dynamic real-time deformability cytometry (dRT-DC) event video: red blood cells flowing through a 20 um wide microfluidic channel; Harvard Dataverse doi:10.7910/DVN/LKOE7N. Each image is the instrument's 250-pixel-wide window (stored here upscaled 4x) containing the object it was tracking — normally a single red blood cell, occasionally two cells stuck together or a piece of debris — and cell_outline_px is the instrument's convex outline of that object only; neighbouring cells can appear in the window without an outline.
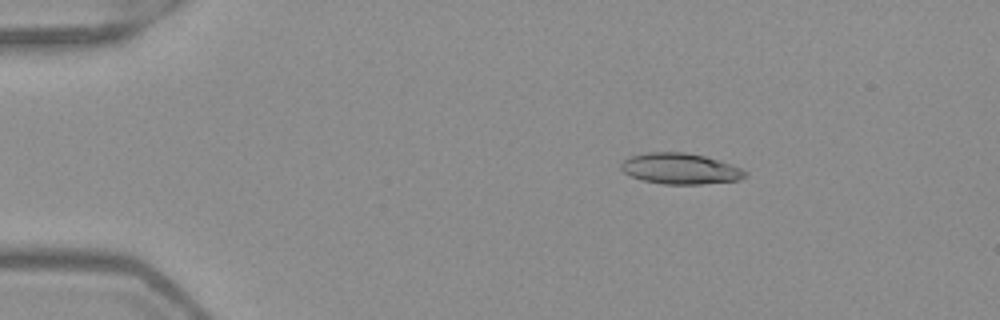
{"species": "Egyptian fruit bat (a non-hibernating species)", "species_latin": "Rousettus aegyptiacus", "temperature_condition": "warm", "stored_images_in_passage": 51, "camera_frame_rate_fps": 3000, "um_per_image_px": 0.085, "frame": {"image": 1, "passage_image": 8, "time_ms": 2.333, "image_size_px": [1000, 320], "cell_outline_px": [[748, 176], [740, 180], [700, 184], [664, 184], [644, 180], [632, 176], [624, 172], [620, 168], [620, 164], [628, 156], [648, 152], [684, 152], [704, 156], [740, 168], [748, 172]], "centroid_in_image_um": [57.81, 14.33], "position_along_channel_um": 27.2, "area_um2": 22.2}}
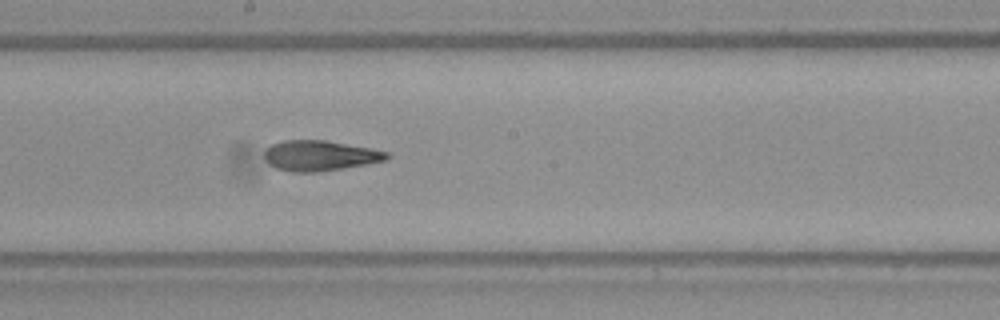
{"frame": {"image": 2, "passage_image": 28, "time_ms": 9.0, "image_size_px": [1000, 320], "cell_outline_px": [[392, 156], [388, 160], [368, 164], [316, 172], [292, 172], [276, 168], [268, 164], [264, 160], [264, 148], [272, 144], [284, 140], [324, 140], [372, 148], [388, 152]], "centroid_in_image_um": [27.19, 13.23], "position_along_channel_um": 221.0, "area_um2": 21.91}}
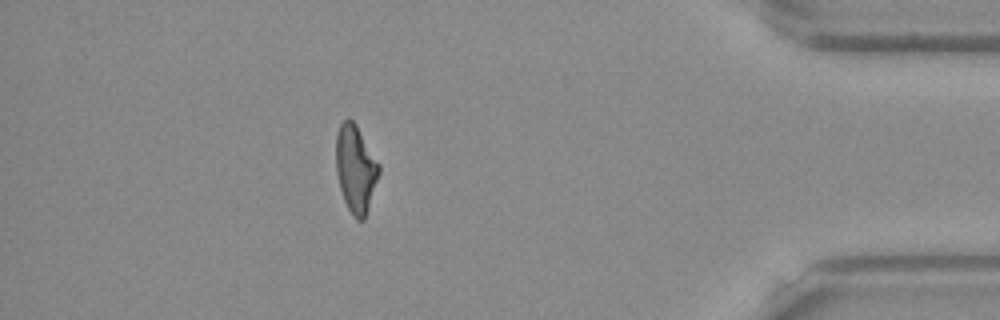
{"frame": {"image": 3, "passage_image": 45, "time_ms": 14.667, "image_size_px": [1000, 320], "cell_outline_px": [[380, 172], [364, 220], [356, 220], [352, 216], [344, 200], [340, 188], [336, 172], [336, 136], [340, 124], [348, 116], [356, 124], [380, 164]], "centroid_in_image_um": [30.23, 14.33], "position_along_channel_um": 405.0, "area_um2": 21.91}, "authors_computed_cell_mechanics": {"area_um2": 21.9062, "velocity_mm_per_s": 3.9958, "shape_relaxation_time_tau1_ms": null, "shape_relaxation_time_tau2_ms": 2.6149, "deformation_change_tau1": null, "deformation_change_tau2": 0.1143}}